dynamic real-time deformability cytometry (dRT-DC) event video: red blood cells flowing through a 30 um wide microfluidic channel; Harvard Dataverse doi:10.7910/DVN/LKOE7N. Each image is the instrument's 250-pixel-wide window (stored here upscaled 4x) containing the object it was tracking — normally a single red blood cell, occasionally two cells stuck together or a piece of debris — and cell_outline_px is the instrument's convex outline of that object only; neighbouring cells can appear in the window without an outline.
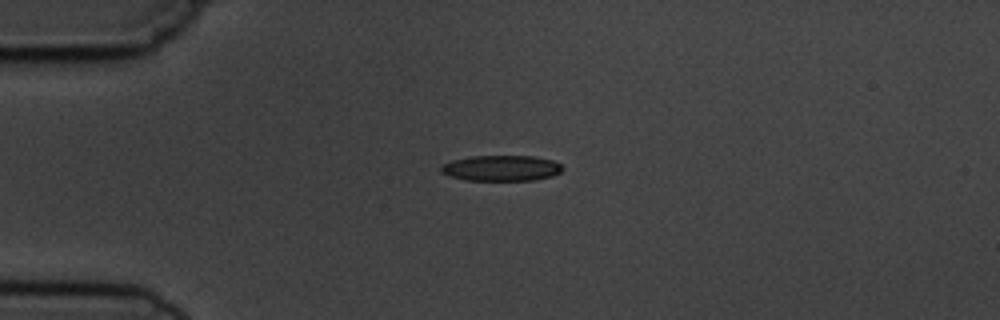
{"species": "common noctule bat (a hibernating species)", "species_latin": "Nyctalus noctula", "temperature_condition": "cold", "stored_images_in_passage": 4, "camera_frame_rate_fps": 3000, "um_per_image_px": 0.085, "animal": {"sex": "male", "body_mass_g": 19.5, "forearm_length_mm": 54.6}, "frame": {"image": 1, "passage_image": 1, "time_ms": 0.0, "image_size_px": [1000, 320], "cell_outline_px": [[564, 168], [560, 172], [552, 176], [536, 180], [464, 180], [448, 176], [440, 172], [440, 164], [452, 160], [472, 156], [532, 156], [552, 160], [560, 164]], "centroid_in_image_um": [42.57, 14.29], "position_along_channel_um": 42.4, "area_um2": 18.32}}
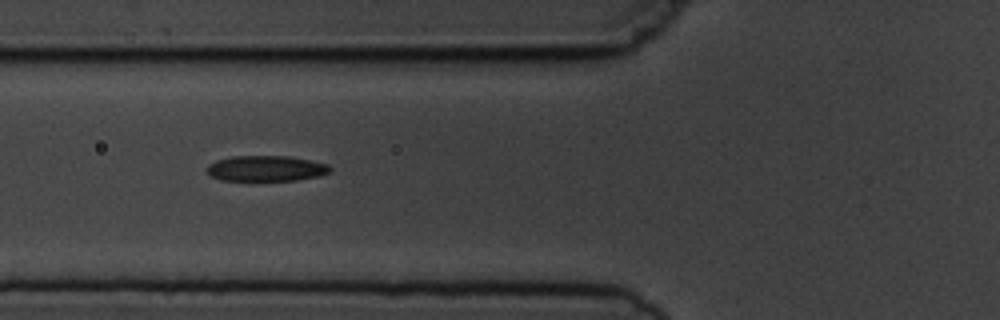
{"frame": {"image": 2, "passage_image": 3, "time_ms": 2.333, "image_size_px": [1000, 320], "cell_outline_px": [[332, 168], [328, 172], [320, 176], [296, 180], [220, 180], [212, 176], [204, 168], [208, 164], [216, 160], [232, 156], [288, 156], [312, 160], [328, 164]], "centroid_in_image_um": [22.61, 14.31], "position_along_channel_um": 103.2, "area_um2": 18.44}}
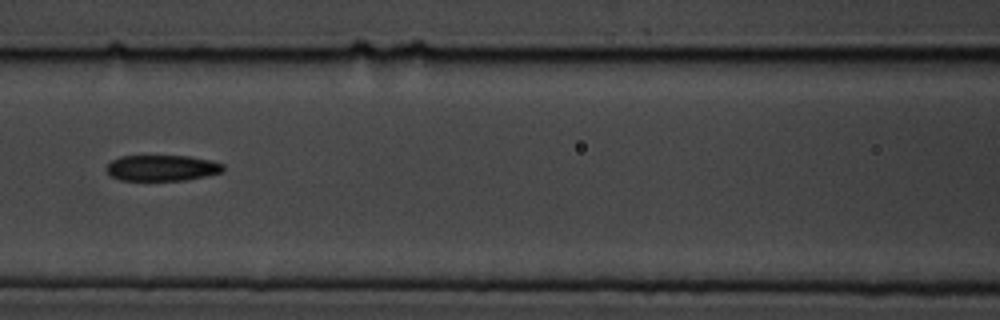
{"frame": {"image": 3, "passage_image": 4, "time_ms": 3.667, "image_size_px": [1000, 320], "cell_outline_px": [[224, 172], [208, 176], [188, 180], [120, 180], [112, 176], [108, 172], [108, 164], [112, 160], [120, 156], [188, 156], [212, 160], [224, 164]], "centroid_in_image_um": [13.85, 14.28], "position_along_channel_um": 152.8, "area_um2": 17.69}}